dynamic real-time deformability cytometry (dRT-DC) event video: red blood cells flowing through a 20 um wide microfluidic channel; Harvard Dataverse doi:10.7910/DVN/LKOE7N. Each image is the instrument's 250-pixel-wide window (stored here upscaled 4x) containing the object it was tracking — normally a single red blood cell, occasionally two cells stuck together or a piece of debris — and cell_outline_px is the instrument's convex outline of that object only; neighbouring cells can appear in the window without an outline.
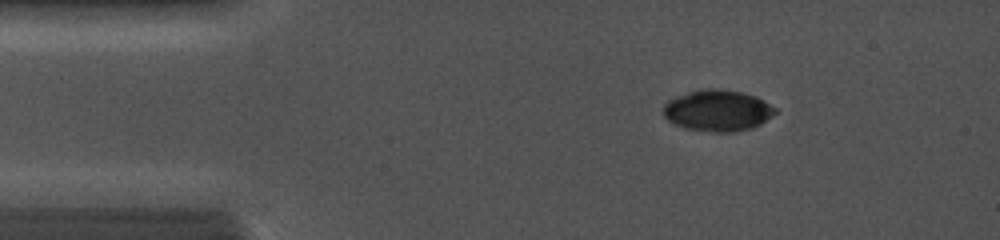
{"species": "common noctule bat (a hibernating species)", "species_latin": "Nyctalus noctula", "temperature_condition": "cold", "stored_images_in_passage": 9, "camera_frame_rate_fps": 5000, "um_per_image_px": 0.085, "animal": {"sex": "female", "body_mass_g": 19.0, "forearm_length_mm": 56.7}, "frame": {"image": 1, "passage_image": 6, "time_ms": 2.0, "image_size_px": [1000, 240], "cell_outline_px": [[776, 112], [772, 116], [760, 124], [752, 128], [736, 132], [712, 132], [684, 128], [668, 120], [664, 116], [664, 104], [668, 100], [676, 96], [688, 92], [704, 88], [716, 88], [744, 92], [756, 96], [764, 100], [776, 108]], "centroid_in_image_um": [61.01, 9.39], "position_along_channel_um": 24.0, "area_um2": 27.11}}